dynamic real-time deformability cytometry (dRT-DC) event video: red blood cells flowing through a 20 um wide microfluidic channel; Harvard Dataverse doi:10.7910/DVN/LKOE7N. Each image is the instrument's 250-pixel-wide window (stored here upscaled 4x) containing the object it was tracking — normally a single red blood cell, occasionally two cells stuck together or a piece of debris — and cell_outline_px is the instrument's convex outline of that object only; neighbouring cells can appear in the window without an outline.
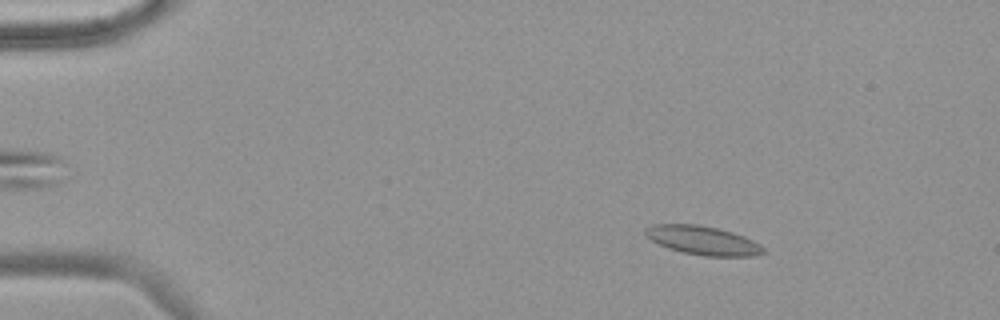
{"species": "common noctule bat (a hibernating species)", "species_latin": "Nyctalus noctula", "temperature_condition": "warm", "stored_images_in_passage": 58, "camera_frame_rate_fps": 3000, "um_per_image_px": 0.085, "animal": {"sex": "female", "body_mass_g": 18.4}, "frame": {"image": 1, "passage_image": 9, "time_ms": 2.667, "image_size_px": [1000, 320], "cell_outline_px": [[768, 252], [756, 256], [704, 256], [684, 252], [668, 248], [644, 236], [644, 228], [652, 224], [696, 224], [716, 228], [732, 232], [744, 236], [760, 244]], "centroid_in_image_um": [59.75, 20.43], "position_along_channel_um": 25.3, "area_um2": 19.88}}
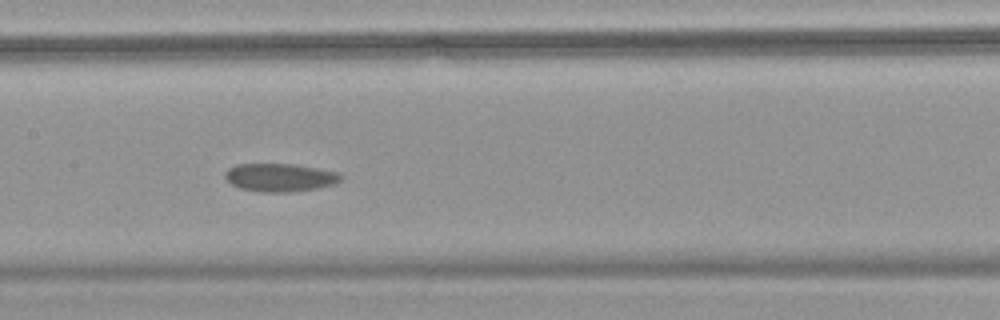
{"frame": {"image": 2, "passage_image": 30, "time_ms": 9.667, "image_size_px": [1000, 320], "cell_outline_px": [[344, 176], [340, 180], [332, 184], [316, 188], [292, 192], [264, 192], [240, 188], [232, 184], [224, 176], [224, 172], [228, 168], [236, 164], [292, 164], [316, 168], [336, 172]], "centroid_in_image_um": [23.76, 15.08], "position_along_channel_um": 183.6, "area_um2": 18.79}}
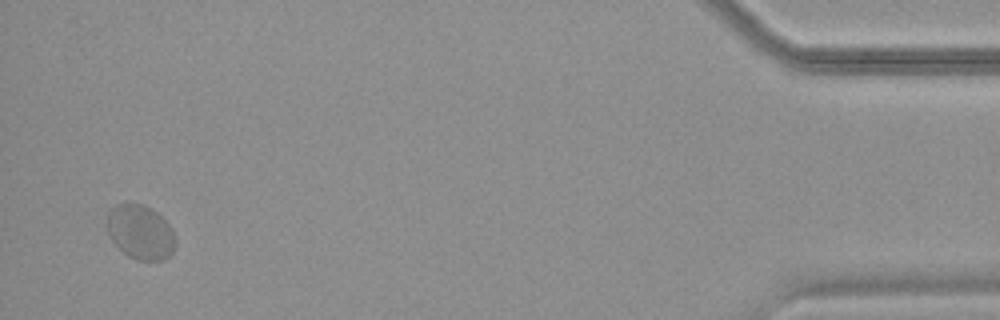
{"frame": {"image": 3, "passage_image": 57, "time_ms": 18.667, "image_size_px": [1000, 320], "cell_outline_px": [[176, 244], [172, 252], [164, 260], [136, 260], [128, 256], [112, 240], [108, 232], [104, 220], [108, 212], [116, 204], [144, 204], [156, 212], [172, 228], [176, 240]], "centroid_in_image_um": [11.92, 19.73], "position_along_channel_um": 423.3, "area_um2": 21.73}}